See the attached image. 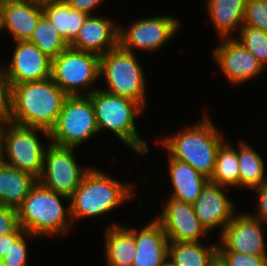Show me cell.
<instances>
[{
    "label": "cell",
    "instance_id": "obj_27",
    "mask_svg": "<svg viewBox=\"0 0 267 266\" xmlns=\"http://www.w3.org/2000/svg\"><path fill=\"white\" fill-rule=\"evenodd\" d=\"M225 142L219 147L214 171L209 182L224 187H239L238 150L230 142Z\"/></svg>",
    "mask_w": 267,
    "mask_h": 266
},
{
    "label": "cell",
    "instance_id": "obj_35",
    "mask_svg": "<svg viewBox=\"0 0 267 266\" xmlns=\"http://www.w3.org/2000/svg\"><path fill=\"white\" fill-rule=\"evenodd\" d=\"M258 197L257 211H255V218L267 225V183L261 187L255 188Z\"/></svg>",
    "mask_w": 267,
    "mask_h": 266
},
{
    "label": "cell",
    "instance_id": "obj_34",
    "mask_svg": "<svg viewBox=\"0 0 267 266\" xmlns=\"http://www.w3.org/2000/svg\"><path fill=\"white\" fill-rule=\"evenodd\" d=\"M19 227L18 209L0 206V236L13 233Z\"/></svg>",
    "mask_w": 267,
    "mask_h": 266
},
{
    "label": "cell",
    "instance_id": "obj_37",
    "mask_svg": "<svg viewBox=\"0 0 267 266\" xmlns=\"http://www.w3.org/2000/svg\"><path fill=\"white\" fill-rule=\"evenodd\" d=\"M104 0H65V2L73 9L92 15L91 11L98 7Z\"/></svg>",
    "mask_w": 267,
    "mask_h": 266
},
{
    "label": "cell",
    "instance_id": "obj_30",
    "mask_svg": "<svg viewBox=\"0 0 267 266\" xmlns=\"http://www.w3.org/2000/svg\"><path fill=\"white\" fill-rule=\"evenodd\" d=\"M243 26H251L267 32V0H247Z\"/></svg>",
    "mask_w": 267,
    "mask_h": 266
},
{
    "label": "cell",
    "instance_id": "obj_39",
    "mask_svg": "<svg viewBox=\"0 0 267 266\" xmlns=\"http://www.w3.org/2000/svg\"><path fill=\"white\" fill-rule=\"evenodd\" d=\"M11 119L0 118V149L3 148V136L6 126L10 123Z\"/></svg>",
    "mask_w": 267,
    "mask_h": 266
},
{
    "label": "cell",
    "instance_id": "obj_43",
    "mask_svg": "<svg viewBox=\"0 0 267 266\" xmlns=\"http://www.w3.org/2000/svg\"><path fill=\"white\" fill-rule=\"evenodd\" d=\"M163 266H174L169 260Z\"/></svg>",
    "mask_w": 267,
    "mask_h": 266
},
{
    "label": "cell",
    "instance_id": "obj_41",
    "mask_svg": "<svg viewBox=\"0 0 267 266\" xmlns=\"http://www.w3.org/2000/svg\"><path fill=\"white\" fill-rule=\"evenodd\" d=\"M3 32V3L0 2V32Z\"/></svg>",
    "mask_w": 267,
    "mask_h": 266
},
{
    "label": "cell",
    "instance_id": "obj_20",
    "mask_svg": "<svg viewBox=\"0 0 267 266\" xmlns=\"http://www.w3.org/2000/svg\"><path fill=\"white\" fill-rule=\"evenodd\" d=\"M168 165L173 187L169 198L193 204L209 179L200 174L190 164L178 161L170 156Z\"/></svg>",
    "mask_w": 267,
    "mask_h": 266
},
{
    "label": "cell",
    "instance_id": "obj_33",
    "mask_svg": "<svg viewBox=\"0 0 267 266\" xmlns=\"http://www.w3.org/2000/svg\"><path fill=\"white\" fill-rule=\"evenodd\" d=\"M12 85L0 65V118L11 119Z\"/></svg>",
    "mask_w": 267,
    "mask_h": 266
},
{
    "label": "cell",
    "instance_id": "obj_36",
    "mask_svg": "<svg viewBox=\"0 0 267 266\" xmlns=\"http://www.w3.org/2000/svg\"><path fill=\"white\" fill-rule=\"evenodd\" d=\"M24 233L26 231L20 226L15 232L0 236V259Z\"/></svg>",
    "mask_w": 267,
    "mask_h": 266
},
{
    "label": "cell",
    "instance_id": "obj_6",
    "mask_svg": "<svg viewBox=\"0 0 267 266\" xmlns=\"http://www.w3.org/2000/svg\"><path fill=\"white\" fill-rule=\"evenodd\" d=\"M135 55L118 45L100 56L99 75L100 78L104 76L107 84L102 90L135 100L145 107L146 78Z\"/></svg>",
    "mask_w": 267,
    "mask_h": 266
},
{
    "label": "cell",
    "instance_id": "obj_11",
    "mask_svg": "<svg viewBox=\"0 0 267 266\" xmlns=\"http://www.w3.org/2000/svg\"><path fill=\"white\" fill-rule=\"evenodd\" d=\"M179 25V20L169 15L141 18L126 29L119 27V45L129 52H154L174 38Z\"/></svg>",
    "mask_w": 267,
    "mask_h": 266
},
{
    "label": "cell",
    "instance_id": "obj_42",
    "mask_svg": "<svg viewBox=\"0 0 267 266\" xmlns=\"http://www.w3.org/2000/svg\"><path fill=\"white\" fill-rule=\"evenodd\" d=\"M35 1L40 3V4H44V3H47V2L65 1V0H35Z\"/></svg>",
    "mask_w": 267,
    "mask_h": 266
},
{
    "label": "cell",
    "instance_id": "obj_12",
    "mask_svg": "<svg viewBox=\"0 0 267 266\" xmlns=\"http://www.w3.org/2000/svg\"><path fill=\"white\" fill-rule=\"evenodd\" d=\"M263 223L252 213H238L220 233L222 244L217 251H234L251 255H267ZM264 231V232H263ZM222 245V246H221Z\"/></svg>",
    "mask_w": 267,
    "mask_h": 266
},
{
    "label": "cell",
    "instance_id": "obj_3",
    "mask_svg": "<svg viewBox=\"0 0 267 266\" xmlns=\"http://www.w3.org/2000/svg\"><path fill=\"white\" fill-rule=\"evenodd\" d=\"M223 133L212 124L207 114L197 124L166 136L160 143L168 150V156L190 164L207 179H211L220 145L225 141Z\"/></svg>",
    "mask_w": 267,
    "mask_h": 266
},
{
    "label": "cell",
    "instance_id": "obj_40",
    "mask_svg": "<svg viewBox=\"0 0 267 266\" xmlns=\"http://www.w3.org/2000/svg\"><path fill=\"white\" fill-rule=\"evenodd\" d=\"M7 159L4 152V149H0V171L3 170L7 166Z\"/></svg>",
    "mask_w": 267,
    "mask_h": 266
},
{
    "label": "cell",
    "instance_id": "obj_2",
    "mask_svg": "<svg viewBox=\"0 0 267 266\" xmlns=\"http://www.w3.org/2000/svg\"><path fill=\"white\" fill-rule=\"evenodd\" d=\"M135 184L123 183L92 167L80 186L69 197L72 223L83 217H99L109 213L135 196Z\"/></svg>",
    "mask_w": 267,
    "mask_h": 266
},
{
    "label": "cell",
    "instance_id": "obj_21",
    "mask_svg": "<svg viewBox=\"0 0 267 266\" xmlns=\"http://www.w3.org/2000/svg\"><path fill=\"white\" fill-rule=\"evenodd\" d=\"M37 182L34 175L7 165L0 171V206L18 208Z\"/></svg>",
    "mask_w": 267,
    "mask_h": 266
},
{
    "label": "cell",
    "instance_id": "obj_24",
    "mask_svg": "<svg viewBox=\"0 0 267 266\" xmlns=\"http://www.w3.org/2000/svg\"><path fill=\"white\" fill-rule=\"evenodd\" d=\"M42 6L43 14L68 44L76 38L88 17L86 13L71 8L65 1L47 2Z\"/></svg>",
    "mask_w": 267,
    "mask_h": 266
},
{
    "label": "cell",
    "instance_id": "obj_14",
    "mask_svg": "<svg viewBox=\"0 0 267 266\" xmlns=\"http://www.w3.org/2000/svg\"><path fill=\"white\" fill-rule=\"evenodd\" d=\"M162 226L170 242H201L208 232L196 216L193 204L168 198L159 217L155 218Z\"/></svg>",
    "mask_w": 267,
    "mask_h": 266
},
{
    "label": "cell",
    "instance_id": "obj_4",
    "mask_svg": "<svg viewBox=\"0 0 267 266\" xmlns=\"http://www.w3.org/2000/svg\"><path fill=\"white\" fill-rule=\"evenodd\" d=\"M61 199L70 202L68 196L56 193L37 182L17 208L20 226L35 235V238L67 233L72 222L70 206L65 208Z\"/></svg>",
    "mask_w": 267,
    "mask_h": 266
},
{
    "label": "cell",
    "instance_id": "obj_31",
    "mask_svg": "<svg viewBox=\"0 0 267 266\" xmlns=\"http://www.w3.org/2000/svg\"><path fill=\"white\" fill-rule=\"evenodd\" d=\"M34 236L35 235L26 232L15 242V244H12L9 251L0 259L4 266H26L28 261V247L26 242L28 238Z\"/></svg>",
    "mask_w": 267,
    "mask_h": 266
},
{
    "label": "cell",
    "instance_id": "obj_29",
    "mask_svg": "<svg viewBox=\"0 0 267 266\" xmlns=\"http://www.w3.org/2000/svg\"><path fill=\"white\" fill-rule=\"evenodd\" d=\"M236 38L262 64L267 67V32L251 26H242Z\"/></svg>",
    "mask_w": 267,
    "mask_h": 266
},
{
    "label": "cell",
    "instance_id": "obj_38",
    "mask_svg": "<svg viewBox=\"0 0 267 266\" xmlns=\"http://www.w3.org/2000/svg\"><path fill=\"white\" fill-rule=\"evenodd\" d=\"M208 266H228L224 258L217 252L210 260Z\"/></svg>",
    "mask_w": 267,
    "mask_h": 266
},
{
    "label": "cell",
    "instance_id": "obj_15",
    "mask_svg": "<svg viewBox=\"0 0 267 266\" xmlns=\"http://www.w3.org/2000/svg\"><path fill=\"white\" fill-rule=\"evenodd\" d=\"M11 62L3 67L11 85L40 81L51 77V58L44 54L34 43L16 41ZM7 67V68H6Z\"/></svg>",
    "mask_w": 267,
    "mask_h": 266
},
{
    "label": "cell",
    "instance_id": "obj_13",
    "mask_svg": "<svg viewBox=\"0 0 267 266\" xmlns=\"http://www.w3.org/2000/svg\"><path fill=\"white\" fill-rule=\"evenodd\" d=\"M224 42L214 49V60L230 84L239 85L265 70L262 64L235 37L221 38ZM264 69V70H263Z\"/></svg>",
    "mask_w": 267,
    "mask_h": 266
},
{
    "label": "cell",
    "instance_id": "obj_18",
    "mask_svg": "<svg viewBox=\"0 0 267 266\" xmlns=\"http://www.w3.org/2000/svg\"><path fill=\"white\" fill-rule=\"evenodd\" d=\"M124 227L135 238L136 254L132 266H163L168 261L170 241L156 219L140 230Z\"/></svg>",
    "mask_w": 267,
    "mask_h": 266
},
{
    "label": "cell",
    "instance_id": "obj_1",
    "mask_svg": "<svg viewBox=\"0 0 267 266\" xmlns=\"http://www.w3.org/2000/svg\"><path fill=\"white\" fill-rule=\"evenodd\" d=\"M67 97L51 78L13 85L10 122L50 131Z\"/></svg>",
    "mask_w": 267,
    "mask_h": 266
},
{
    "label": "cell",
    "instance_id": "obj_16",
    "mask_svg": "<svg viewBox=\"0 0 267 266\" xmlns=\"http://www.w3.org/2000/svg\"><path fill=\"white\" fill-rule=\"evenodd\" d=\"M222 188L226 187L208 182L193 203L194 212L208 233L218 226L222 233L236 213Z\"/></svg>",
    "mask_w": 267,
    "mask_h": 266
},
{
    "label": "cell",
    "instance_id": "obj_23",
    "mask_svg": "<svg viewBox=\"0 0 267 266\" xmlns=\"http://www.w3.org/2000/svg\"><path fill=\"white\" fill-rule=\"evenodd\" d=\"M206 9L212 25L220 38H230L234 29L243 26V16L247 0H206Z\"/></svg>",
    "mask_w": 267,
    "mask_h": 266
},
{
    "label": "cell",
    "instance_id": "obj_28",
    "mask_svg": "<svg viewBox=\"0 0 267 266\" xmlns=\"http://www.w3.org/2000/svg\"><path fill=\"white\" fill-rule=\"evenodd\" d=\"M28 41L34 43L51 59L69 46L45 15L39 19L37 27Z\"/></svg>",
    "mask_w": 267,
    "mask_h": 266
},
{
    "label": "cell",
    "instance_id": "obj_25",
    "mask_svg": "<svg viewBox=\"0 0 267 266\" xmlns=\"http://www.w3.org/2000/svg\"><path fill=\"white\" fill-rule=\"evenodd\" d=\"M239 186L255 189L267 183L265 163L256 150L240 141L238 145Z\"/></svg>",
    "mask_w": 267,
    "mask_h": 266
},
{
    "label": "cell",
    "instance_id": "obj_45",
    "mask_svg": "<svg viewBox=\"0 0 267 266\" xmlns=\"http://www.w3.org/2000/svg\"><path fill=\"white\" fill-rule=\"evenodd\" d=\"M0 266H4V264L2 263V261L0 260Z\"/></svg>",
    "mask_w": 267,
    "mask_h": 266
},
{
    "label": "cell",
    "instance_id": "obj_9",
    "mask_svg": "<svg viewBox=\"0 0 267 266\" xmlns=\"http://www.w3.org/2000/svg\"><path fill=\"white\" fill-rule=\"evenodd\" d=\"M50 138L49 131L42 128L23 127L9 123L4 131L3 149L8 166L18 168L39 178L43 169L46 149L38 134Z\"/></svg>",
    "mask_w": 267,
    "mask_h": 266
},
{
    "label": "cell",
    "instance_id": "obj_8",
    "mask_svg": "<svg viewBox=\"0 0 267 266\" xmlns=\"http://www.w3.org/2000/svg\"><path fill=\"white\" fill-rule=\"evenodd\" d=\"M97 133L99 129L91 98L88 95L68 96L55 126L49 131V143L78 148Z\"/></svg>",
    "mask_w": 267,
    "mask_h": 266
},
{
    "label": "cell",
    "instance_id": "obj_19",
    "mask_svg": "<svg viewBox=\"0 0 267 266\" xmlns=\"http://www.w3.org/2000/svg\"><path fill=\"white\" fill-rule=\"evenodd\" d=\"M43 15L42 4L35 0L3 2V31H9L15 42L29 40Z\"/></svg>",
    "mask_w": 267,
    "mask_h": 266
},
{
    "label": "cell",
    "instance_id": "obj_17",
    "mask_svg": "<svg viewBox=\"0 0 267 266\" xmlns=\"http://www.w3.org/2000/svg\"><path fill=\"white\" fill-rule=\"evenodd\" d=\"M107 17L88 15L69 47L98 55L119 45V27Z\"/></svg>",
    "mask_w": 267,
    "mask_h": 266
},
{
    "label": "cell",
    "instance_id": "obj_5",
    "mask_svg": "<svg viewBox=\"0 0 267 266\" xmlns=\"http://www.w3.org/2000/svg\"><path fill=\"white\" fill-rule=\"evenodd\" d=\"M88 96L95 110L99 132L108 129L133 152L142 155L149 152L147 142L138 135L135 125V119L144 110L140 103L96 88Z\"/></svg>",
    "mask_w": 267,
    "mask_h": 266
},
{
    "label": "cell",
    "instance_id": "obj_22",
    "mask_svg": "<svg viewBox=\"0 0 267 266\" xmlns=\"http://www.w3.org/2000/svg\"><path fill=\"white\" fill-rule=\"evenodd\" d=\"M107 266H132L136 254L134 236L121 224L113 223L105 231Z\"/></svg>",
    "mask_w": 267,
    "mask_h": 266
},
{
    "label": "cell",
    "instance_id": "obj_7",
    "mask_svg": "<svg viewBox=\"0 0 267 266\" xmlns=\"http://www.w3.org/2000/svg\"><path fill=\"white\" fill-rule=\"evenodd\" d=\"M99 71L100 55L68 46L51 59L50 78L68 96L90 95L95 91L92 84L100 79Z\"/></svg>",
    "mask_w": 267,
    "mask_h": 266
},
{
    "label": "cell",
    "instance_id": "obj_10",
    "mask_svg": "<svg viewBox=\"0 0 267 266\" xmlns=\"http://www.w3.org/2000/svg\"><path fill=\"white\" fill-rule=\"evenodd\" d=\"M46 148L38 182L56 193L70 197L91 167L79 166L74 154L77 148L60 147L51 143Z\"/></svg>",
    "mask_w": 267,
    "mask_h": 266
},
{
    "label": "cell",
    "instance_id": "obj_44",
    "mask_svg": "<svg viewBox=\"0 0 267 266\" xmlns=\"http://www.w3.org/2000/svg\"><path fill=\"white\" fill-rule=\"evenodd\" d=\"M6 1H10V0H0V2H2V3H3V2H6Z\"/></svg>",
    "mask_w": 267,
    "mask_h": 266
},
{
    "label": "cell",
    "instance_id": "obj_26",
    "mask_svg": "<svg viewBox=\"0 0 267 266\" xmlns=\"http://www.w3.org/2000/svg\"><path fill=\"white\" fill-rule=\"evenodd\" d=\"M217 253V244L204 246L201 242H170L168 260L174 266H208Z\"/></svg>",
    "mask_w": 267,
    "mask_h": 266
},
{
    "label": "cell",
    "instance_id": "obj_32",
    "mask_svg": "<svg viewBox=\"0 0 267 266\" xmlns=\"http://www.w3.org/2000/svg\"><path fill=\"white\" fill-rule=\"evenodd\" d=\"M228 266H267V255H251L234 251H217Z\"/></svg>",
    "mask_w": 267,
    "mask_h": 266
}]
</instances>
